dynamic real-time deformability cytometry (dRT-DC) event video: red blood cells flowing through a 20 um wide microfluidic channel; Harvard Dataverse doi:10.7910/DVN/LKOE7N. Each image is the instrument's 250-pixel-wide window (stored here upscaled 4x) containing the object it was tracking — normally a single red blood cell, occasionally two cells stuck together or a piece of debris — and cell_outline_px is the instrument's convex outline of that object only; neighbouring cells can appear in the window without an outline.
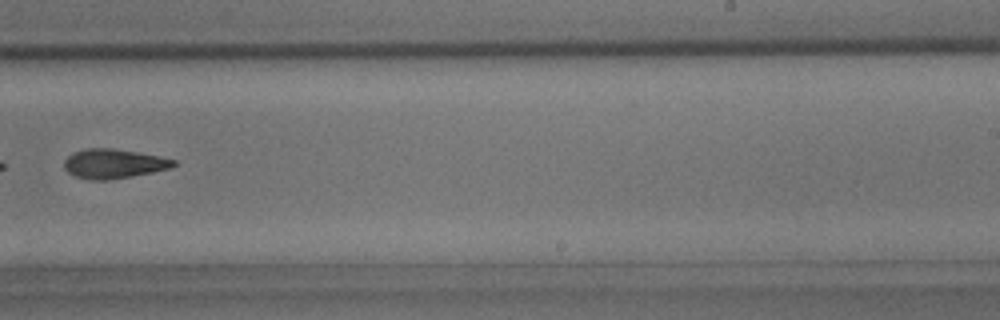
{"species": "common noctule bat (a hibernating species)", "species_latin": "Nyctalus noctula", "temperature_condition": "room temperature", "stored_images_in_passage": 32, "camera_frame_rate_fps": 3000, "um_per_image_px": 0.085, "animal": {"sex": "male", "body_mass_g": 15.6}, "frame": {"image": 1, "passage_image": 19, "time_ms": 6.0, "image_size_px": [1000, 320], "cell_outline_px": [[176, 164], [164, 168], [148, 172], [124, 176], [80, 176], [72, 172], [64, 164], [76, 152], [128, 152], [176, 160]], "centroid_in_image_um": [9.78, 13.92], "position_along_channel_um": 279.2, "area_um2": 15.03}}